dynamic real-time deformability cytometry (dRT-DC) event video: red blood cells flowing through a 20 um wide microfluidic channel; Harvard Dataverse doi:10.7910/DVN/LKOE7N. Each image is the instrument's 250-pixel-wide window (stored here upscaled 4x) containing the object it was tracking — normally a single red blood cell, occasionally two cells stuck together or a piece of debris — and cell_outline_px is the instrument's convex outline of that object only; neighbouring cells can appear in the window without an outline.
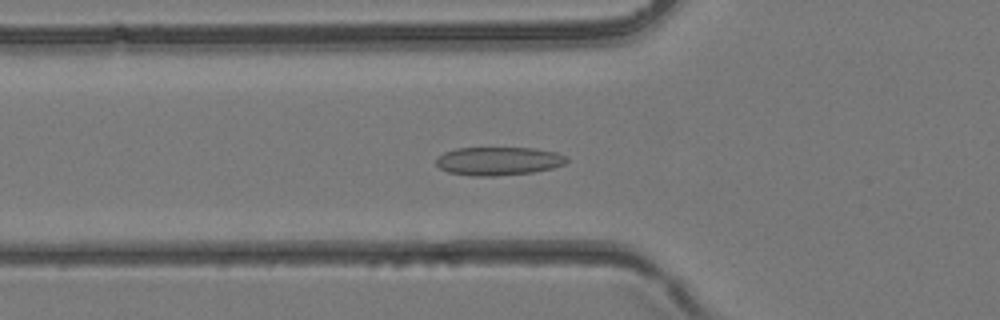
{"species": "common noctule bat (a hibernating species)", "species_latin": "Nyctalus noctula", "temperature_condition": "room temperature", "stored_images_in_passage": 32, "camera_frame_rate_fps": 3000, "um_per_image_px": 0.085, "animal": {"sex": "female", "body_mass_g": 24.6, "forearm_length_mm": 56.2}, "frame": {"image": 1, "passage_image": 6, "time_ms": 1.667, "image_size_px": [1000, 320], "cell_outline_px": [[568, 160], [564, 164], [552, 168], [532, 172], [492, 176], [476, 176], [448, 172], [440, 168], [436, 164], [436, 160], [444, 152], [456, 148], [536, 148], [556, 152], [568, 156]], "centroid_in_image_um": [42.39, 13.68], "position_along_channel_um": 83.4, "area_um2": 21.5}}
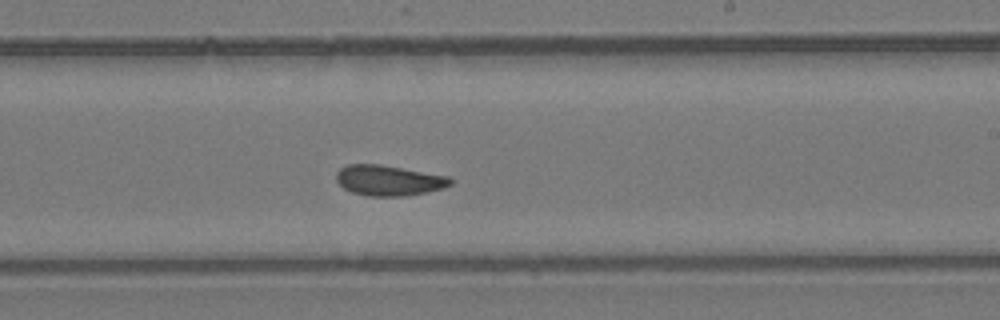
{"frame": {"image": 2, "passage_image": 16, "time_ms": 5.0, "image_size_px": [1000, 320], "cell_outline_px": [[452, 184], [444, 188], [404, 196], [368, 196], [352, 192], [344, 188], [336, 180], [336, 172], [340, 168], [348, 164], [380, 164], [448, 176], [452, 180]], "centroid_in_image_um": [33.02, 15.33], "position_along_channel_um": 256.0, "area_um2": 20.17}}
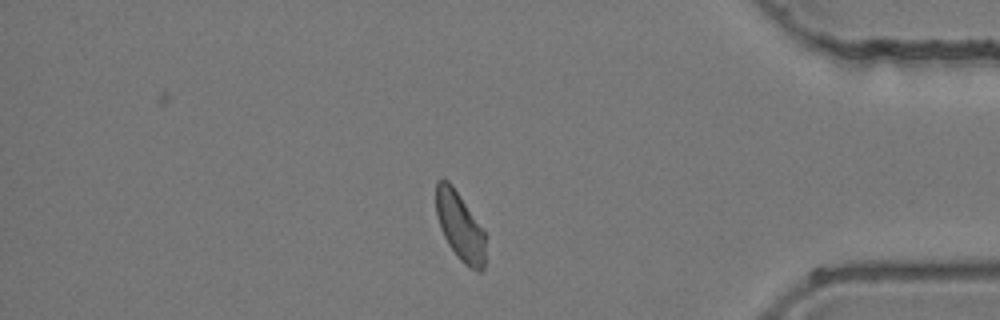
{"frame": {"image": 3, "passage_image": 26, "time_ms": 8.333, "image_size_px": [1000, 320], "cell_outline_px": [[484, 268], [480, 272], [476, 272], [468, 268], [460, 260], [448, 244], [440, 228], [436, 212], [436, 180], [448, 180], [452, 184], [484, 232]], "centroid_in_image_um": [39.07, 19.26], "position_along_channel_um": 396.1, "area_um2": 19.42}}